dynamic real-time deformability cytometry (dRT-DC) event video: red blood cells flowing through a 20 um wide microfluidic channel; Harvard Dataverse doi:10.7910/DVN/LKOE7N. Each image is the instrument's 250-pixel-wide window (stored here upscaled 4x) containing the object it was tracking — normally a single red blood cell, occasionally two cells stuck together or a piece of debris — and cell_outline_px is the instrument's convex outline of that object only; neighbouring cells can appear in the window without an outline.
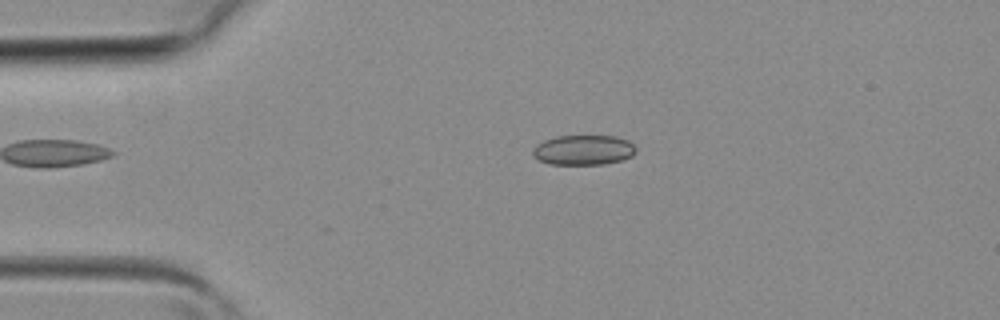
{"species": "common noctule bat (a hibernating species)", "species_latin": "Nyctalus noctula", "temperature_condition": "room temperature", "stored_images_in_passage": 5, "camera_frame_rate_fps": 3000, "um_per_image_px": 0.085, "animal": {"sex": "female", "body_mass_g": 19.3, "forearm_length_mm": 54.1}, "frame": {"image": 1, "passage_image": 3, "time_ms": 0.667, "image_size_px": [1000, 320], "cell_outline_px": [[636, 152], [632, 156], [620, 160], [604, 164], [548, 164], [532, 156], [532, 148], [536, 144], [544, 140], [556, 136], [616, 136], [628, 140], [636, 148]], "centroid_in_image_um": [49.57, 12.74], "position_along_channel_um": 35.4, "area_um2": 18.09}}
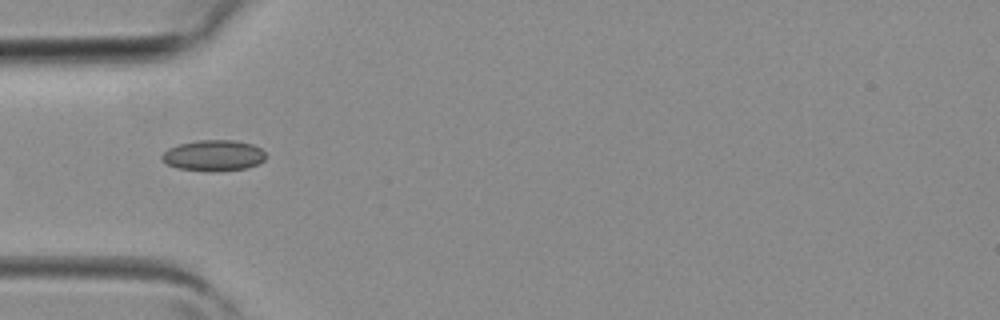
{"frame": {"image": 2, "passage_image": 4, "time_ms": 1.0, "image_size_px": [1000, 320], "cell_outline_px": [[264, 160], [248, 168], [216, 172], [208, 172], [176, 168], [168, 164], [160, 156], [168, 148], [180, 144], [200, 140], [236, 140], [252, 144], [260, 148], [264, 152]], "centroid_in_image_um": [18.15, 13.23], "position_along_channel_um": 66.8, "area_um2": 18.79}}
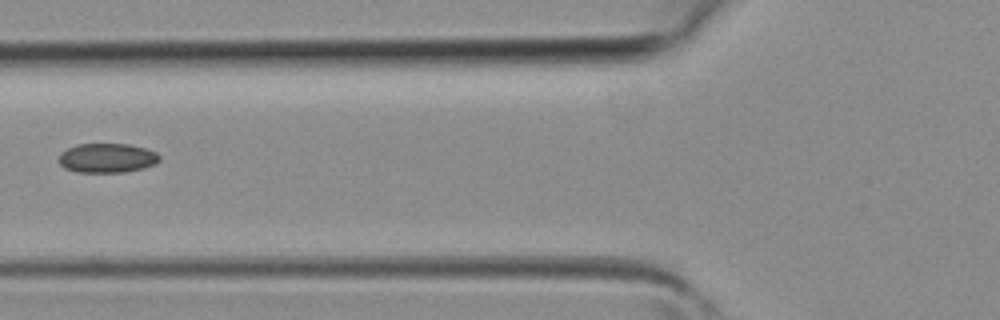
{"frame": {"image": 3, "passage_image": 5, "time_ms": 1.333, "image_size_px": [1000, 320], "cell_outline_px": [[160, 160], [156, 164], [144, 168], [124, 172], [76, 172], [64, 168], [60, 164], [60, 152], [76, 144], [128, 144], [144, 148], [156, 152], [160, 156]], "centroid_in_image_um": [9.11, 13.43], "position_along_channel_um": 116.7, "area_um2": 17.28}}